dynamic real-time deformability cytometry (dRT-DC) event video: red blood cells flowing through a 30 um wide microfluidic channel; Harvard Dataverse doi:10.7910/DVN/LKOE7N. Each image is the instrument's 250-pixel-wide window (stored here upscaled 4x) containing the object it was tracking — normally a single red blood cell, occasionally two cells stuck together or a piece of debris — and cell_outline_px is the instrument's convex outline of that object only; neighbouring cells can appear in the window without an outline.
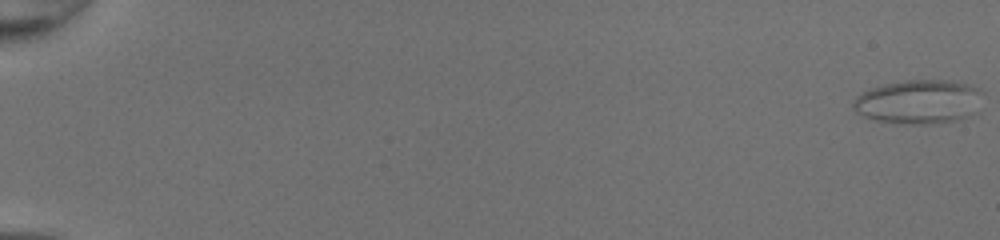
{"species": "common noctule bat (a hibernating species)", "species_latin": "Nyctalus noctula", "temperature_condition": "room temperature", "stored_images_in_passage": 51, "camera_frame_rate_fps": 3000, "um_per_image_px": 0.085, "animal": {"sex": "female", "body_mass_g": 20.0, "forearm_length_mm": 54.0}, "frame": {"image": 1, "passage_image": 1, "time_ms": 0.0, "image_size_px": [1000, 240], "cell_outline_px": [[984, 92], [980, 112], [956, 120], [932, 124], [896, 124], [876, 120], [864, 116], [856, 112], [852, 108], [852, 104], [856, 96], [860, 92], [884, 84], [904, 80], [948, 80], [972, 84], [980, 88]], "centroid_in_image_um": [78.16, 8.65], "position_along_channel_um": 6.8, "area_um2": 34.16}}
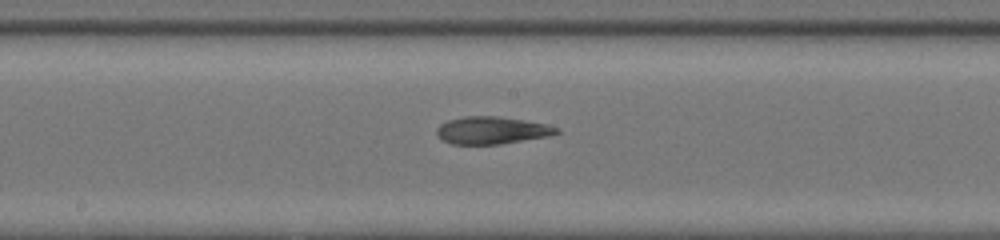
{"frame": {"image": 2, "passage_image": 30, "time_ms": 9.667, "image_size_px": [1000, 240], "cell_outline_px": [[560, 132], [548, 136], [500, 144], [452, 144], [436, 136], [436, 128], [440, 124], [448, 120], [464, 116], [500, 116], [524, 120], [544, 124], [560, 128]], "centroid_in_image_um": [41.78, 11.07], "position_along_channel_um": 206.4, "area_um2": 19.13}}
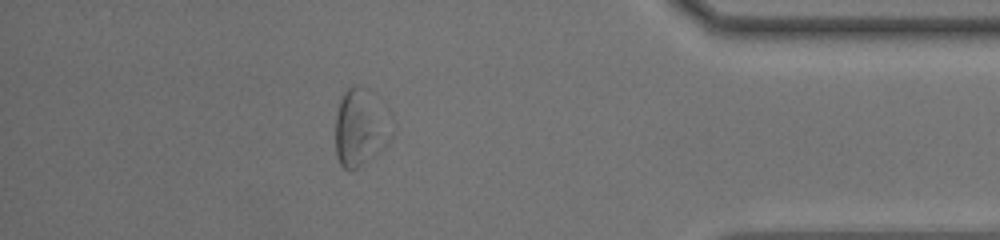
{"frame": {"image": 3, "passage_image": 46, "time_ms": 15.0, "image_size_px": [1000, 240], "cell_outline_px": [[396, 128], [392, 136], [368, 160], [356, 168], [344, 168], [340, 164], [336, 156], [336, 116], [340, 100], [344, 92], [348, 88], [356, 84], [364, 88], [396, 124]], "centroid_in_image_um": [30.64, 10.84], "position_along_channel_um": 404.6, "area_um2": 24.74}, "authors_computed_cell_mechanics": {"area_um2": 22.5998, "velocity_mm_per_s": 4.2681, "shape_relaxation_time_tau1_ms": null, "shape_relaxation_time_tau2_ms": 3.2766, "deformation_change_tau1": null, "deformation_change_tau2": 0.1451}}